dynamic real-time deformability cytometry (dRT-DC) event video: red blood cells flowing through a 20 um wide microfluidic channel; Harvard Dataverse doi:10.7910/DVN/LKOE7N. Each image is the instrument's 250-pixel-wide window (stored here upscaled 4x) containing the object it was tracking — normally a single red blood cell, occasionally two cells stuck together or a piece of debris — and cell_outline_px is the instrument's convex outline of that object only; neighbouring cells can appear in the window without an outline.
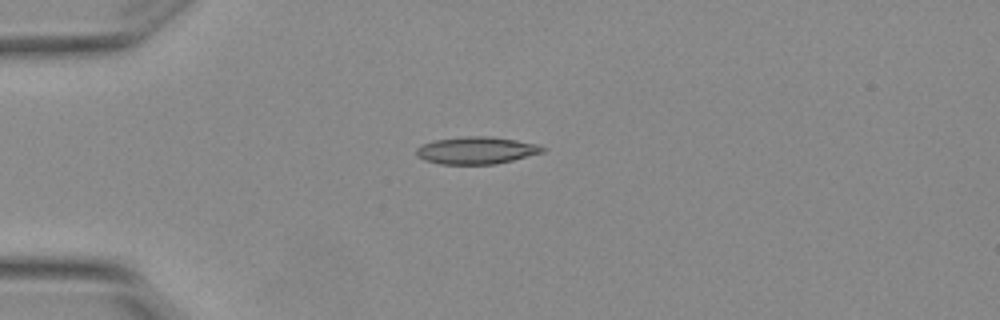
{"species": "Egyptian fruit bat (a non-hibernating species)", "species_latin": "Rousettus aegyptiacus", "temperature_condition": "warm", "stored_images_in_passage": 7, "camera_frame_rate_fps": 3000, "um_per_image_px": 0.085, "animal": {"sex": "female"}, "frame": {"image": 1, "passage_image": 4, "time_ms": 1.0, "image_size_px": [1000, 320], "cell_outline_px": [[544, 152], [496, 164], [440, 164], [424, 160], [416, 156], [416, 148], [424, 144], [436, 140], [468, 136], [488, 136], [516, 140], [536, 144], [544, 148]], "centroid_in_image_um": [40.47, 12.79], "position_along_channel_um": 44.5, "area_um2": 19.83}}
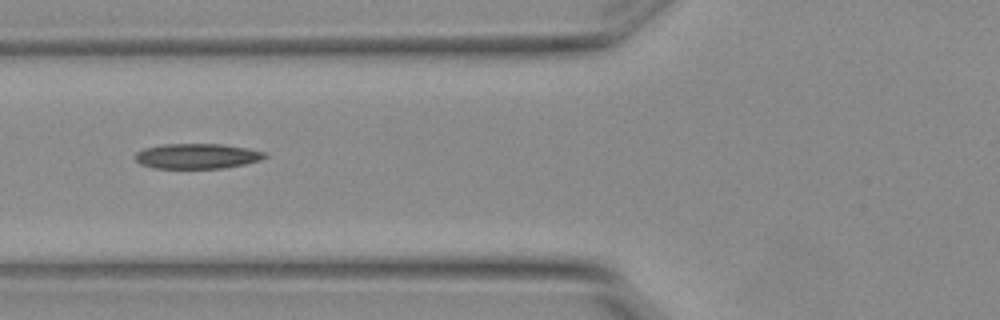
{"frame": {"image": 2, "passage_image": 6, "time_ms": 1.667, "image_size_px": [1000, 320], "cell_outline_px": [[268, 156], [260, 160], [244, 164], [220, 168], [152, 168], [140, 164], [136, 160], [136, 152], [144, 148], [164, 144], [224, 144], [248, 148], [264, 152]], "centroid_in_image_um": [16.74, 13.26], "position_along_channel_um": 109.1, "area_um2": 18.96}}
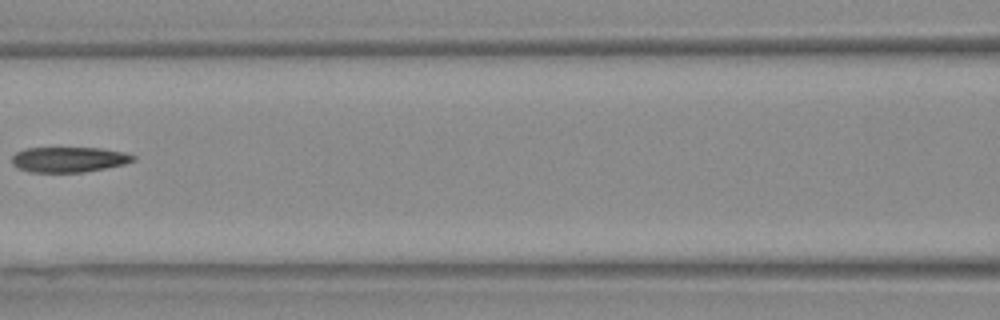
{"frame": {"image": 3, "passage_image": 7, "time_ms": 2.0, "image_size_px": [1000, 320], "cell_outline_px": [[136, 160], [124, 164], [84, 172], [32, 172], [20, 168], [12, 164], [12, 156], [16, 152], [24, 148], [100, 148], [124, 152], [136, 156]], "centroid_in_image_um": [5.86, 13.55], "position_along_channel_um": 160.7, "area_um2": 17.8}}